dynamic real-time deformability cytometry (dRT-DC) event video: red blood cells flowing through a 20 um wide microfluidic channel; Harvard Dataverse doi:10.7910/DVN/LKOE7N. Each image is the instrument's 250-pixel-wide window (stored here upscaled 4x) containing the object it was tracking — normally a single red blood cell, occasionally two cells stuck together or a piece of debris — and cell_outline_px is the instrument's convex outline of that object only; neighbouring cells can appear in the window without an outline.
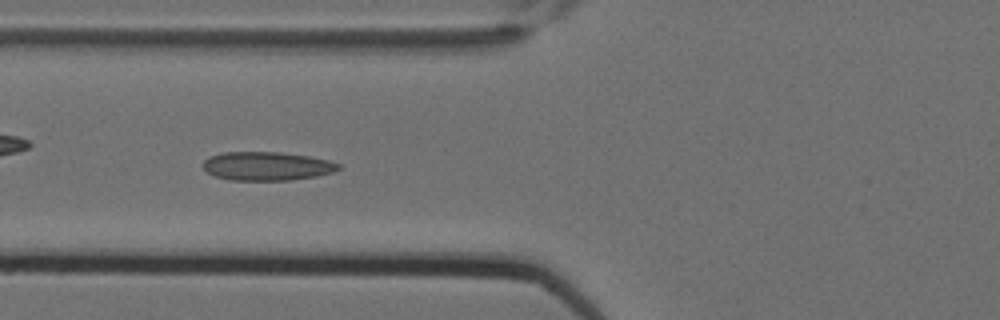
{"species": "Egyptian fruit bat (a non-hibernating species)", "species_latin": "Rousettus aegyptiacus", "temperature_condition": "cold", "stored_images_in_passage": 15, "camera_frame_rate_fps": 3000, "um_per_image_px": 0.085, "animal": {"sex": "female"}, "frame": {"image": 1, "passage_image": 7, "time_ms": 2.0, "image_size_px": [1000, 320], "cell_outline_px": [[340, 168], [332, 172], [316, 176], [292, 180], [228, 180], [216, 176], [208, 172], [204, 168], [204, 160], [208, 156], [224, 152], [280, 152], [308, 156], [328, 160], [340, 164]], "centroid_in_image_um": [22.68, 14.12], "position_along_channel_um": 103.1, "area_um2": 22.54}}
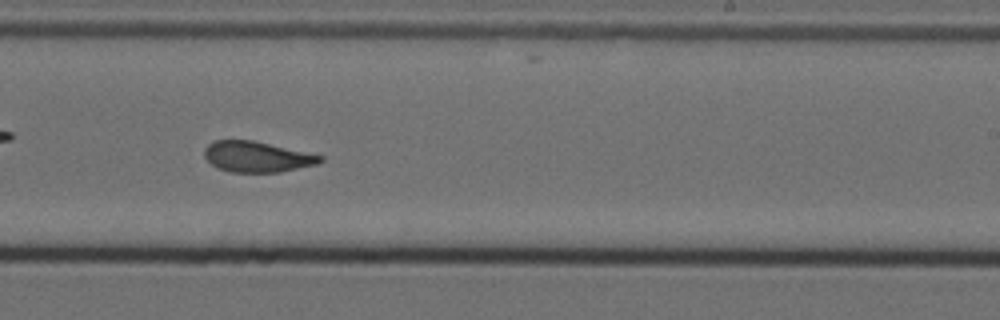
{"frame": {"image": 2, "passage_image": 11, "time_ms": 3.333, "image_size_px": [1000, 320], "cell_outline_px": [[324, 160], [316, 164], [280, 172], [228, 172], [216, 168], [204, 156], [204, 148], [212, 140], [252, 140], [324, 156]], "centroid_in_image_um": [21.8, 13.32], "position_along_channel_um": 267.2, "area_um2": 20.69}}
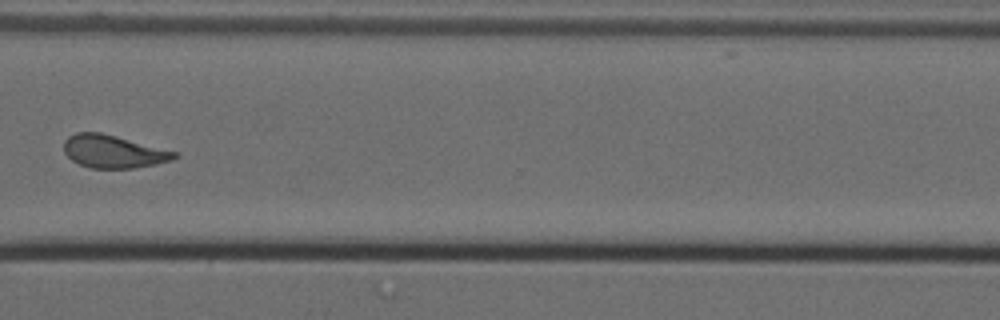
{"frame": {"image": 3, "passage_image": 13, "time_ms": 4.0, "image_size_px": [1000, 320], "cell_outline_px": [[180, 156], [172, 160], [156, 164], [132, 168], [88, 168], [72, 160], [64, 152], [64, 140], [68, 136], [76, 132], [100, 132], [116, 136], [176, 152]], "centroid_in_image_um": [9.61, 12.88], "position_along_channel_um": 361.0, "area_um2": 21.04}}